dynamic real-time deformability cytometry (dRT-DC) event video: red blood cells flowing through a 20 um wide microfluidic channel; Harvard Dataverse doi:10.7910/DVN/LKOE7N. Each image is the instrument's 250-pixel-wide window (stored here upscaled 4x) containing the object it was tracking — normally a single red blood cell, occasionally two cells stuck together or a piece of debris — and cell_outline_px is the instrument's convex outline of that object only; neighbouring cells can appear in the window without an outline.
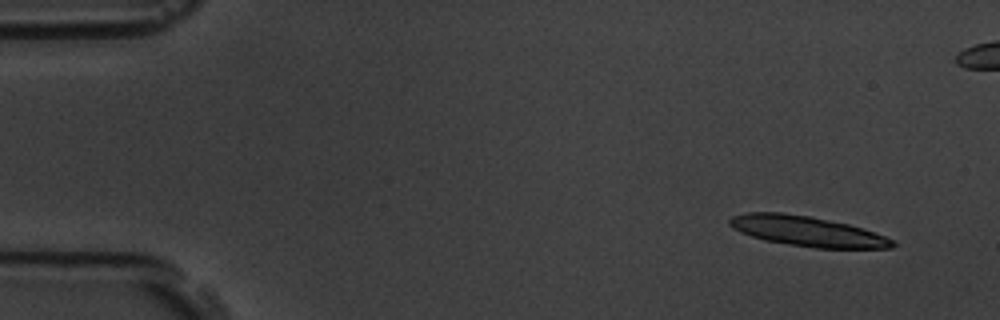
{"species": "common noctule bat (a hibernating species)", "species_latin": "Nyctalus noctula", "temperature_condition": "room temperature", "stored_images_in_passage": 6, "camera_frame_rate_fps": 3000, "um_per_image_px": 0.085, "animal": {"sex": "male", "body_mass_g": 19.5, "forearm_length_mm": 54.6}, "frame": {"image": 1, "passage_image": 1, "time_ms": 0.0, "image_size_px": [1000, 320], "cell_outline_px": [[896, 244], [892, 248], [816, 248], [788, 244], [764, 240], [740, 232], [732, 228], [728, 224], [728, 220], [732, 216], [744, 212], [784, 212], [808, 216], [848, 224], [864, 228], [884, 236], [892, 240]], "centroid_in_image_um": [68.57, 19.64], "position_along_channel_um": 16.4, "area_um2": 28.55}}
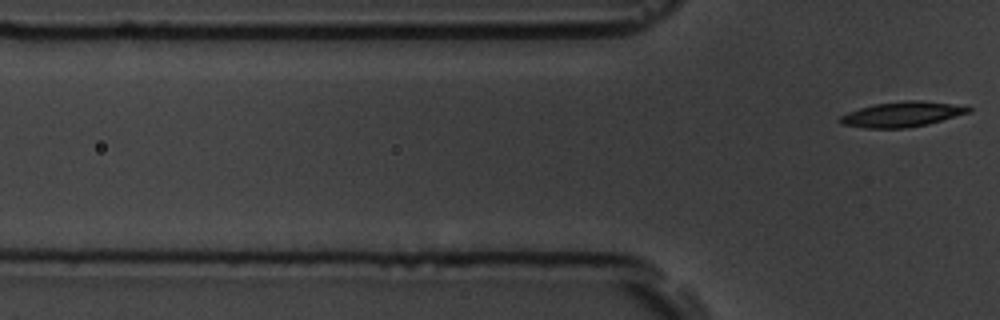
{"frame": {"image": 2, "passage_image": 6, "time_ms": 6.333, "image_size_px": [1000, 320], "cell_outline_px": [[972, 112], [928, 124], [904, 128], [864, 128], [840, 124], [836, 120], [840, 116], [848, 112], [860, 108], [876, 104], [904, 100], [920, 100], [968, 104], [972, 108]], "centroid_in_image_um": [76.75, 9.7], "position_along_channel_um": 49.0, "area_um2": 19.31}}